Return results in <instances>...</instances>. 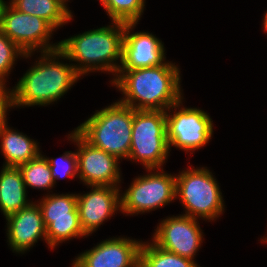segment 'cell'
Listing matches in <instances>:
<instances>
[{
  "instance_id": "d6986e66",
  "label": "cell",
  "mask_w": 267,
  "mask_h": 267,
  "mask_svg": "<svg viewBox=\"0 0 267 267\" xmlns=\"http://www.w3.org/2000/svg\"><path fill=\"white\" fill-rule=\"evenodd\" d=\"M18 11L46 20L55 30L72 20L71 10L59 0H10Z\"/></svg>"
},
{
  "instance_id": "8fae6325",
  "label": "cell",
  "mask_w": 267,
  "mask_h": 267,
  "mask_svg": "<svg viewBox=\"0 0 267 267\" xmlns=\"http://www.w3.org/2000/svg\"><path fill=\"white\" fill-rule=\"evenodd\" d=\"M68 139L78 147V178L83 184L88 187L120 186L122 175L118 166L120 160L116 156L90 145L75 130L68 134Z\"/></svg>"
},
{
  "instance_id": "ba28073f",
  "label": "cell",
  "mask_w": 267,
  "mask_h": 267,
  "mask_svg": "<svg viewBox=\"0 0 267 267\" xmlns=\"http://www.w3.org/2000/svg\"><path fill=\"white\" fill-rule=\"evenodd\" d=\"M182 101L183 99L165 111L167 142L169 150L174 146L192 154L212 138L213 121L209 113L199 108L181 107ZM171 108L173 114L170 113Z\"/></svg>"
},
{
  "instance_id": "5bb4252c",
  "label": "cell",
  "mask_w": 267,
  "mask_h": 267,
  "mask_svg": "<svg viewBox=\"0 0 267 267\" xmlns=\"http://www.w3.org/2000/svg\"><path fill=\"white\" fill-rule=\"evenodd\" d=\"M138 23H125L122 63L119 70H134L163 65L166 61L163 42L150 32H131Z\"/></svg>"
},
{
  "instance_id": "3957f363",
  "label": "cell",
  "mask_w": 267,
  "mask_h": 267,
  "mask_svg": "<svg viewBox=\"0 0 267 267\" xmlns=\"http://www.w3.org/2000/svg\"><path fill=\"white\" fill-rule=\"evenodd\" d=\"M124 27L125 23L112 21L109 26L59 41V49L64 53V59L77 62L72 65L80 76L94 71L107 72L114 75L112 82L122 63Z\"/></svg>"
},
{
  "instance_id": "44dd1931",
  "label": "cell",
  "mask_w": 267,
  "mask_h": 267,
  "mask_svg": "<svg viewBox=\"0 0 267 267\" xmlns=\"http://www.w3.org/2000/svg\"><path fill=\"white\" fill-rule=\"evenodd\" d=\"M18 168L26 188L50 190L55 186L49 163L42 153Z\"/></svg>"
},
{
  "instance_id": "ffe728a7",
  "label": "cell",
  "mask_w": 267,
  "mask_h": 267,
  "mask_svg": "<svg viewBox=\"0 0 267 267\" xmlns=\"http://www.w3.org/2000/svg\"><path fill=\"white\" fill-rule=\"evenodd\" d=\"M141 267H200L195 261L168 252L153 242H143L140 247Z\"/></svg>"
},
{
  "instance_id": "30bf717a",
  "label": "cell",
  "mask_w": 267,
  "mask_h": 267,
  "mask_svg": "<svg viewBox=\"0 0 267 267\" xmlns=\"http://www.w3.org/2000/svg\"><path fill=\"white\" fill-rule=\"evenodd\" d=\"M46 227L48 247L52 250L67 240L86 237L77 208V194H47L38 202Z\"/></svg>"
},
{
  "instance_id": "5b68a950",
  "label": "cell",
  "mask_w": 267,
  "mask_h": 267,
  "mask_svg": "<svg viewBox=\"0 0 267 267\" xmlns=\"http://www.w3.org/2000/svg\"><path fill=\"white\" fill-rule=\"evenodd\" d=\"M175 177V198L184 206L183 215L210 222L223 214V196L218 181L209 169L189 167L175 174Z\"/></svg>"
},
{
  "instance_id": "9c48e42d",
  "label": "cell",
  "mask_w": 267,
  "mask_h": 267,
  "mask_svg": "<svg viewBox=\"0 0 267 267\" xmlns=\"http://www.w3.org/2000/svg\"><path fill=\"white\" fill-rule=\"evenodd\" d=\"M0 30L24 53L34 54L36 50L49 52L60 48V42L50 43L55 29L46 20L22 13L10 3L4 7Z\"/></svg>"
},
{
  "instance_id": "7402d4cb",
  "label": "cell",
  "mask_w": 267,
  "mask_h": 267,
  "mask_svg": "<svg viewBox=\"0 0 267 267\" xmlns=\"http://www.w3.org/2000/svg\"><path fill=\"white\" fill-rule=\"evenodd\" d=\"M112 21L138 23L145 8V0H101Z\"/></svg>"
},
{
  "instance_id": "ac0fdd59",
  "label": "cell",
  "mask_w": 267,
  "mask_h": 267,
  "mask_svg": "<svg viewBox=\"0 0 267 267\" xmlns=\"http://www.w3.org/2000/svg\"><path fill=\"white\" fill-rule=\"evenodd\" d=\"M26 196L27 188L19 168L3 166L0 172V210L5 218L32 203Z\"/></svg>"
},
{
  "instance_id": "cb8c5ba5",
  "label": "cell",
  "mask_w": 267,
  "mask_h": 267,
  "mask_svg": "<svg viewBox=\"0 0 267 267\" xmlns=\"http://www.w3.org/2000/svg\"><path fill=\"white\" fill-rule=\"evenodd\" d=\"M54 183L56 180H61L65 177L78 178V167H77V155L76 151H65V153L59 158H48L46 157Z\"/></svg>"
},
{
  "instance_id": "f546056e",
  "label": "cell",
  "mask_w": 267,
  "mask_h": 267,
  "mask_svg": "<svg viewBox=\"0 0 267 267\" xmlns=\"http://www.w3.org/2000/svg\"><path fill=\"white\" fill-rule=\"evenodd\" d=\"M264 239V240H263ZM263 239H261L263 242L267 243V237H263Z\"/></svg>"
},
{
  "instance_id": "6da1fadb",
  "label": "cell",
  "mask_w": 267,
  "mask_h": 267,
  "mask_svg": "<svg viewBox=\"0 0 267 267\" xmlns=\"http://www.w3.org/2000/svg\"><path fill=\"white\" fill-rule=\"evenodd\" d=\"M175 64L119 70L111 82L124 95L119 102L135 110L166 111L183 99L181 73Z\"/></svg>"
},
{
  "instance_id": "e0dca14e",
  "label": "cell",
  "mask_w": 267,
  "mask_h": 267,
  "mask_svg": "<svg viewBox=\"0 0 267 267\" xmlns=\"http://www.w3.org/2000/svg\"><path fill=\"white\" fill-rule=\"evenodd\" d=\"M7 124L0 127V149L5 159L3 166L19 167L36 158L40 154L39 144Z\"/></svg>"
},
{
  "instance_id": "277c9868",
  "label": "cell",
  "mask_w": 267,
  "mask_h": 267,
  "mask_svg": "<svg viewBox=\"0 0 267 267\" xmlns=\"http://www.w3.org/2000/svg\"><path fill=\"white\" fill-rule=\"evenodd\" d=\"M135 109L114 102L97 110L74 130L90 145L127 159L130 154L133 114Z\"/></svg>"
},
{
  "instance_id": "8992f818",
  "label": "cell",
  "mask_w": 267,
  "mask_h": 267,
  "mask_svg": "<svg viewBox=\"0 0 267 267\" xmlns=\"http://www.w3.org/2000/svg\"><path fill=\"white\" fill-rule=\"evenodd\" d=\"M169 153L165 111L135 110L128 159L145 169L163 168Z\"/></svg>"
},
{
  "instance_id": "603a6c76",
  "label": "cell",
  "mask_w": 267,
  "mask_h": 267,
  "mask_svg": "<svg viewBox=\"0 0 267 267\" xmlns=\"http://www.w3.org/2000/svg\"><path fill=\"white\" fill-rule=\"evenodd\" d=\"M33 53H24L11 39L0 30V79L7 81L18 58H30ZM19 56V57H18Z\"/></svg>"
},
{
  "instance_id": "484cf974",
  "label": "cell",
  "mask_w": 267,
  "mask_h": 267,
  "mask_svg": "<svg viewBox=\"0 0 267 267\" xmlns=\"http://www.w3.org/2000/svg\"><path fill=\"white\" fill-rule=\"evenodd\" d=\"M7 3L8 2H6L4 0H0V20H1L2 14H3L4 7L6 6Z\"/></svg>"
},
{
  "instance_id": "4fadbf2b",
  "label": "cell",
  "mask_w": 267,
  "mask_h": 267,
  "mask_svg": "<svg viewBox=\"0 0 267 267\" xmlns=\"http://www.w3.org/2000/svg\"><path fill=\"white\" fill-rule=\"evenodd\" d=\"M142 241L130 237H113L82 252L72 267H136L140 263Z\"/></svg>"
},
{
  "instance_id": "f1b7e54d",
  "label": "cell",
  "mask_w": 267,
  "mask_h": 267,
  "mask_svg": "<svg viewBox=\"0 0 267 267\" xmlns=\"http://www.w3.org/2000/svg\"><path fill=\"white\" fill-rule=\"evenodd\" d=\"M262 27H263V29H264V32L267 33V26H262Z\"/></svg>"
},
{
  "instance_id": "2e32d148",
  "label": "cell",
  "mask_w": 267,
  "mask_h": 267,
  "mask_svg": "<svg viewBox=\"0 0 267 267\" xmlns=\"http://www.w3.org/2000/svg\"><path fill=\"white\" fill-rule=\"evenodd\" d=\"M7 242L13 252L25 253L41 238L47 244L46 227L41 208L36 202L6 218Z\"/></svg>"
},
{
  "instance_id": "7c38bea8",
  "label": "cell",
  "mask_w": 267,
  "mask_h": 267,
  "mask_svg": "<svg viewBox=\"0 0 267 267\" xmlns=\"http://www.w3.org/2000/svg\"><path fill=\"white\" fill-rule=\"evenodd\" d=\"M203 236L198 219L179 214L167 217L158 224L152 242L168 252L194 261Z\"/></svg>"
},
{
  "instance_id": "52a82bcc",
  "label": "cell",
  "mask_w": 267,
  "mask_h": 267,
  "mask_svg": "<svg viewBox=\"0 0 267 267\" xmlns=\"http://www.w3.org/2000/svg\"><path fill=\"white\" fill-rule=\"evenodd\" d=\"M148 174L133 179L124 193H120L121 213L127 215L153 211L174 202L176 177L162 168L145 169Z\"/></svg>"
},
{
  "instance_id": "d4e9b609",
  "label": "cell",
  "mask_w": 267,
  "mask_h": 267,
  "mask_svg": "<svg viewBox=\"0 0 267 267\" xmlns=\"http://www.w3.org/2000/svg\"><path fill=\"white\" fill-rule=\"evenodd\" d=\"M6 82L0 79V127L8 123L7 112L14 108L13 89L7 88Z\"/></svg>"
},
{
  "instance_id": "7a4b0ae2",
  "label": "cell",
  "mask_w": 267,
  "mask_h": 267,
  "mask_svg": "<svg viewBox=\"0 0 267 267\" xmlns=\"http://www.w3.org/2000/svg\"><path fill=\"white\" fill-rule=\"evenodd\" d=\"M40 53V58L12 88L14 108L57 102L81 77L72 63L60 62L64 60L60 49Z\"/></svg>"
},
{
  "instance_id": "83f0119b",
  "label": "cell",
  "mask_w": 267,
  "mask_h": 267,
  "mask_svg": "<svg viewBox=\"0 0 267 267\" xmlns=\"http://www.w3.org/2000/svg\"><path fill=\"white\" fill-rule=\"evenodd\" d=\"M60 2H62L67 8H68V6L66 5V4H68L67 2L69 1V0H59Z\"/></svg>"
},
{
  "instance_id": "4316f807",
  "label": "cell",
  "mask_w": 267,
  "mask_h": 267,
  "mask_svg": "<svg viewBox=\"0 0 267 267\" xmlns=\"http://www.w3.org/2000/svg\"><path fill=\"white\" fill-rule=\"evenodd\" d=\"M263 22V24H262V26H267V11H266V13L264 14V18H263V20H262Z\"/></svg>"
},
{
  "instance_id": "9a60e30c",
  "label": "cell",
  "mask_w": 267,
  "mask_h": 267,
  "mask_svg": "<svg viewBox=\"0 0 267 267\" xmlns=\"http://www.w3.org/2000/svg\"><path fill=\"white\" fill-rule=\"evenodd\" d=\"M119 188L121 187L90 186V192L77 194L79 221L86 236L95 232L116 211H121L122 191Z\"/></svg>"
}]
</instances>
